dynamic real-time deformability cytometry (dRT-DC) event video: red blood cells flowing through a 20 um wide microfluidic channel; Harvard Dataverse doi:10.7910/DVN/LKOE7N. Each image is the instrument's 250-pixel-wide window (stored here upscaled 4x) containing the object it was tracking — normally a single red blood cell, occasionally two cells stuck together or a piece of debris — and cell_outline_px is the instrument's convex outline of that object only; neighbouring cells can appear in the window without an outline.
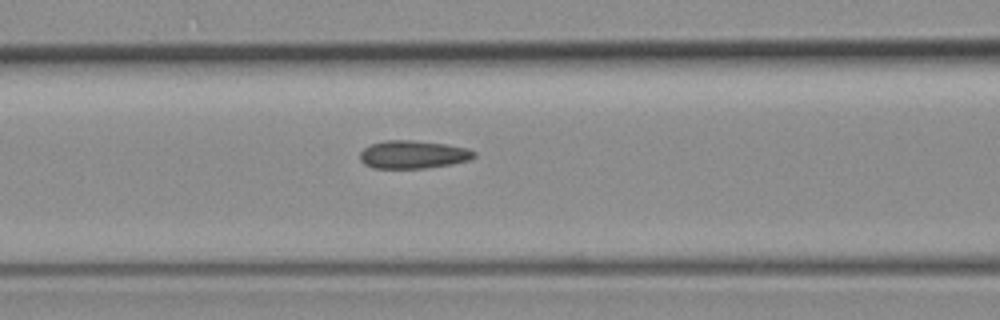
{"species": "common noctule bat (a hibernating species)", "species_latin": "Nyctalus noctula", "temperature_condition": "room temperature", "stored_images_in_passage": 7, "camera_frame_rate_fps": 3000, "um_per_image_px": 0.085, "animal": {"sex": "female", "body_mass_g": 19.3, "forearm_length_mm": 54.1}, "frame": {"image": 1, "passage_image": 7, "time_ms": 7.667, "image_size_px": [1000, 320], "cell_outline_px": [[476, 156], [468, 160], [452, 164], [424, 168], [372, 168], [364, 164], [360, 160], [360, 152], [364, 148], [372, 144], [384, 140], [412, 140], [448, 144], [468, 148], [476, 152]], "centroid_in_image_um": [35.12, 13.13], "position_along_channel_um": 131.5, "area_um2": 18.73}}